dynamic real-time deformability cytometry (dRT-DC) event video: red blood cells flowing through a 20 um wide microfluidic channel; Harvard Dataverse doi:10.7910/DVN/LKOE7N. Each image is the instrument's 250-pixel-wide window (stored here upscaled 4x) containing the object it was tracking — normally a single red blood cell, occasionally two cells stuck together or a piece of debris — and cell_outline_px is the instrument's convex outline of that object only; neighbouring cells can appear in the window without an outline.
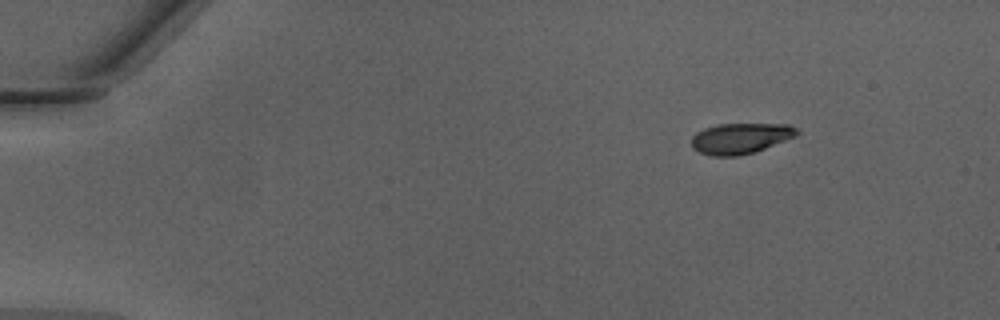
{"species": "Egyptian fruit bat (a non-hibernating species)", "species_latin": "Rousettus aegyptiacus", "temperature_condition": "warm", "stored_images_in_passage": 43, "camera_frame_rate_fps": 3000, "um_per_image_px": 0.085, "animal": {"sex": "male"}, "frame": {"image": 1, "passage_image": 1, "time_ms": 0.0, "image_size_px": [1000, 320], "cell_outline_px": [[800, 132], [796, 136], [764, 148], [752, 152], [736, 156], [712, 156], [700, 152], [692, 148], [692, 136], [696, 132], [704, 128], [716, 124], [788, 124], [796, 128]], "centroid_in_image_um": [62.91, 11.75], "position_along_channel_um": 22.1, "area_um2": 18.73}}
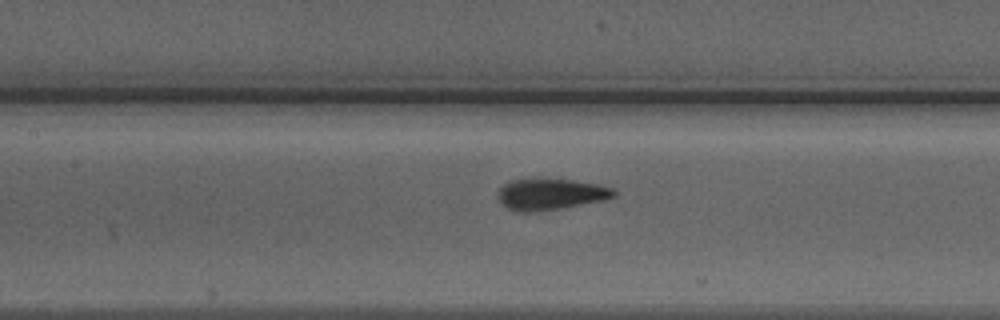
{"frame": {"image": 2, "passage_image": 18, "time_ms": 5.667, "image_size_px": [1000, 320], "cell_outline_px": [[616, 196], [600, 200], [556, 208], [528, 212], [524, 212], [508, 208], [500, 200], [500, 188], [508, 180], [572, 180], [596, 184], [612, 188], [616, 192]], "centroid_in_image_um": [46.8, 16.5], "position_along_channel_um": 160.6, "area_um2": 20.0}}
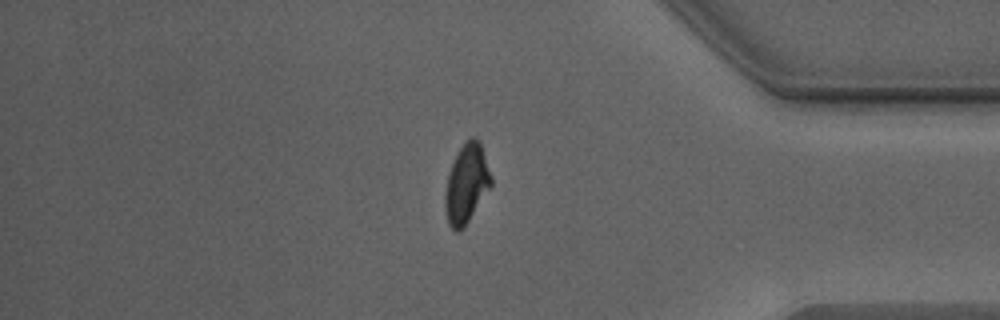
{"frame": {"image": 3, "passage_image": 36, "time_ms": 11.667, "image_size_px": [1000, 320], "cell_outline_px": [[492, 184], [464, 228], [460, 232], [456, 232], [448, 224], [444, 204], [444, 192], [448, 172], [464, 140], [472, 136], [476, 136], [480, 144], [492, 176]], "centroid_in_image_um": [39.63, 15.63], "position_along_channel_um": 395.6, "area_um2": 21.27}, "authors_computed_cell_mechanics": {"area_um2": 20.6924, "velocity_mm_per_s": 4.2928, "shape_relaxation_time_tau1_ms": 2.6627, "shape_relaxation_time_tau2_ms": null, "deformation_change_tau1": 0.1441, "deformation_change_tau2": null}}